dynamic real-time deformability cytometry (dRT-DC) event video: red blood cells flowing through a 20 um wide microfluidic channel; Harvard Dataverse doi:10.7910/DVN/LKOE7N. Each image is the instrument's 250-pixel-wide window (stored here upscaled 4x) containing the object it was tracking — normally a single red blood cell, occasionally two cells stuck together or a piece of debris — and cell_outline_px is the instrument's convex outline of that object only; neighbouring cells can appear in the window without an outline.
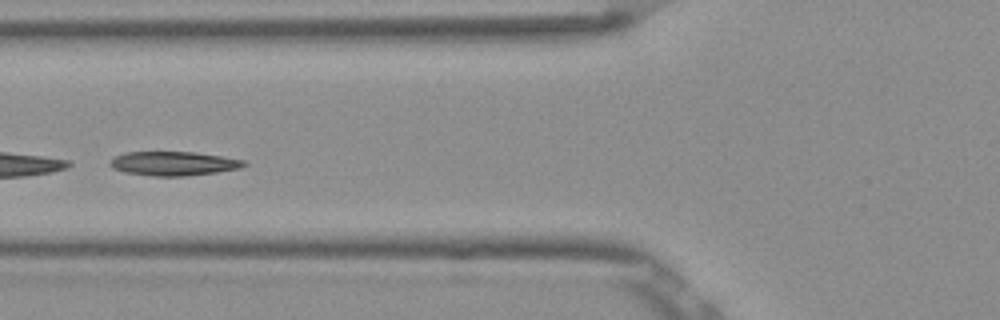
{"species": "Egyptian fruit bat (a non-hibernating species)", "species_latin": "Rousettus aegyptiacus", "temperature_condition": "room temperature", "stored_images_in_passage": 38, "camera_frame_rate_fps": 3000, "um_per_image_px": 0.085, "frame": {"image": 1, "passage_image": 17, "time_ms": 5.333, "image_size_px": [1000, 320], "cell_outline_px": [[248, 164], [240, 168], [216, 172], [184, 176], [156, 176], [124, 172], [112, 168], [108, 164], [116, 156], [124, 152], [196, 152], [244, 160]], "centroid_in_image_um": [14.75, 13.89], "position_along_channel_um": 111.1, "area_um2": 18.67}}
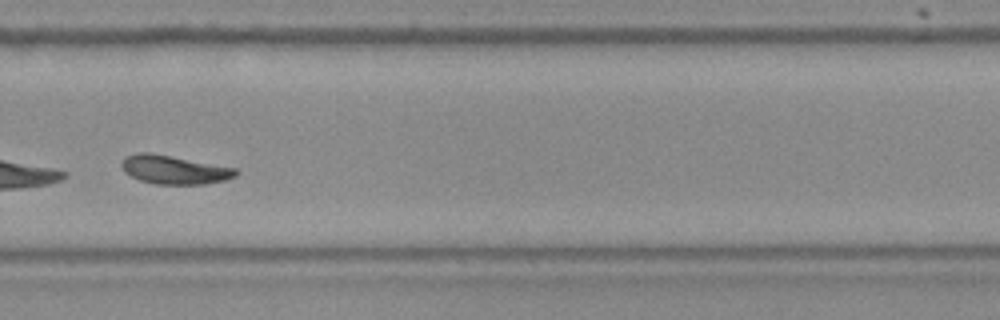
{"frame": {"image": 2, "passage_image": 33, "time_ms": 10.667, "image_size_px": [1000, 320], "cell_outline_px": [[240, 172], [236, 176], [228, 180], [204, 184], [156, 184], [140, 180], [124, 172], [120, 164], [124, 156], [136, 152], [148, 152], [236, 168]], "centroid_in_image_um": [14.8, 14.42], "position_along_channel_um": 315.0, "area_um2": 19.13}, "authors_computed_cell_mechanics": {"area_um2": 18.9873, "velocity_mm_per_s": 3.8254, "shape_relaxation_time_tau1_ms": 4.6347, "shape_relaxation_time_tau2_ms": 2.3748, "deformation_change_tau1": 0.1574, "deformation_change_tau2": 0.071}}